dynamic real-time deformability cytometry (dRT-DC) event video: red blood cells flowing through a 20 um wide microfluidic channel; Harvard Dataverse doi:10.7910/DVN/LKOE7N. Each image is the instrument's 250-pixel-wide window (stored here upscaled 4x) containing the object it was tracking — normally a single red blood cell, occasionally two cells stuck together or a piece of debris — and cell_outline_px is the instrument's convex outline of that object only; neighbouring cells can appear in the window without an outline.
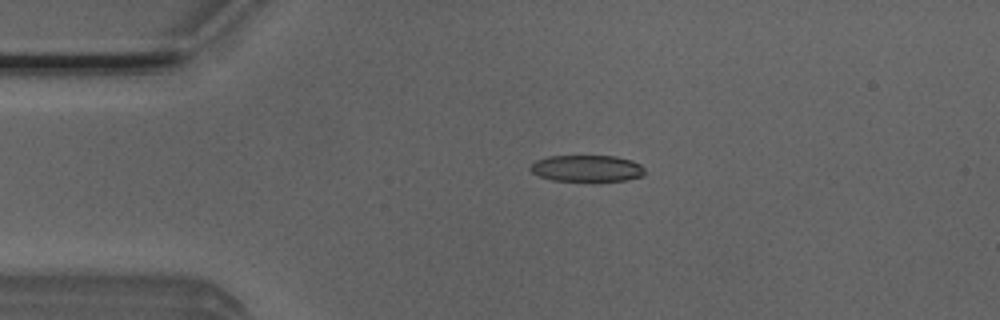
{"species": "Egyptian fruit bat (a non-hibernating species)", "species_latin": "Rousettus aegyptiacus", "temperature_condition": "room temperature", "stored_images_in_passage": 4, "camera_frame_rate_fps": 3000, "um_per_image_px": 0.085, "animal": {"sex": "male"}, "frame": {"image": 1, "passage_image": 3, "time_ms": 0.667, "image_size_px": [1000, 320], "cell_outline_px": [[644, 176], [624, 180], [552, 180], [540, 176], [532, 172], [528, 168], [536, 160], [548, 156], [616, 156], [632, 160], [640, 164], [644, 168]], "centroid_in_image_um": [49.89, 14.29], "position_along_channel_um": 35.1, "area_um2": 17.51}}